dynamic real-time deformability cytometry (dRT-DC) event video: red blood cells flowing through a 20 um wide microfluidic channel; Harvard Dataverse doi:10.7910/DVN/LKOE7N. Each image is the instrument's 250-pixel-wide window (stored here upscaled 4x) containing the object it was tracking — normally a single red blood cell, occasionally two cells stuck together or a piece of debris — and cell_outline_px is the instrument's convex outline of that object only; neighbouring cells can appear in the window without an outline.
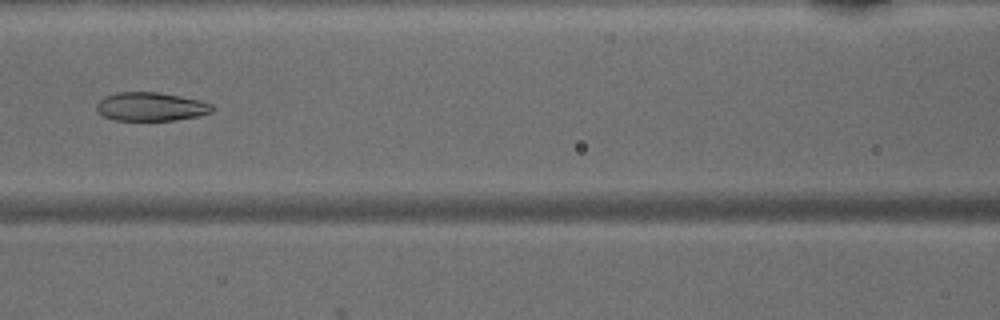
{"species": "common noctule bat (a hibernating species)", "species_latin": "Nyctalus noctula", "temperature_condition": "warm", "stored_images_in_passage": 47, "camera_frame_rate_fps": 3000, "um_per_image_px": 0.085, "animal": {"sex": "male", "body_mass_g": 15.6}, "frame": {"image": 1, "passage_image": 20, "time_ms": 6.333, "image_size_px": [1000, 320], "cell_outline_px": [[216, 108], [212, 112], [196, 116], [176, 120], [112, 120], [104, 116], [96, 108], [96, 104], [104, 96], [116, 92], [156, 92], [180, 96], [200, 100], [212, 104]], "centroid_in_image_um": [12.83, 9.06], "position_along_channel_um": 153.8, "area_um2": 19.31}}
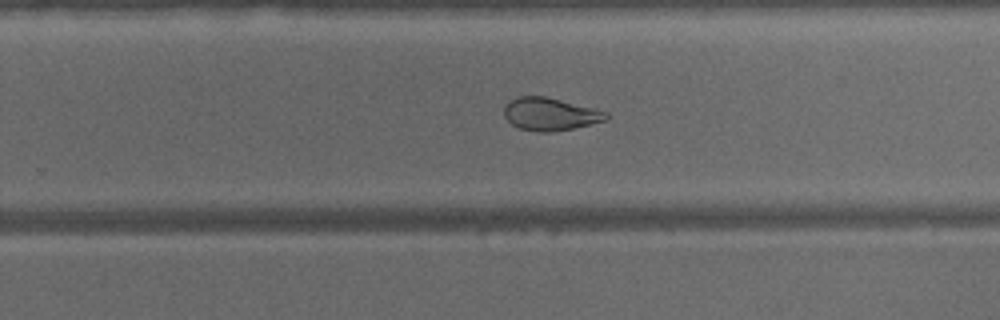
{"frame": {"image": 2, "passage_image": 29, "time_ms": 9.333, "image_size_px": [1000, 320], "cell_outline_px": [[608, 120], [592, 124], [552, 132], [536, 132], [520, 128], [512, 124], [504, 116], [504, 108], [508, 100], [520, 96], [544, 96], [596, 108], [608, 112]], "centroid_in_image_um": [46.78, 9.69], "position_along_channel_um": 283.0, "area_um2": 19.59}}
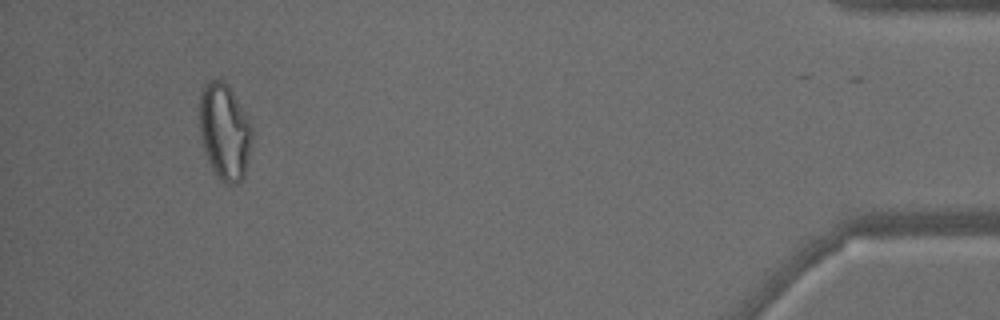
{"frame": {"image": 3, "passage_image": 43, "time_ms": 14.0, "image_size_px": [1000, 320], "cell_outline_px": [[252, 136], [244, 176], [236, 184], [228, 184], [220, 180], [216, 176], [208, 160], [200, 136], [200, 88], [208, 80], [220, 80], [228, 84], [248, 120], [252, 128]], "centroid_in_image_um": [19.06, 11.18], "position_along_channel_um": 416.1, "area_um2": 29.13}}